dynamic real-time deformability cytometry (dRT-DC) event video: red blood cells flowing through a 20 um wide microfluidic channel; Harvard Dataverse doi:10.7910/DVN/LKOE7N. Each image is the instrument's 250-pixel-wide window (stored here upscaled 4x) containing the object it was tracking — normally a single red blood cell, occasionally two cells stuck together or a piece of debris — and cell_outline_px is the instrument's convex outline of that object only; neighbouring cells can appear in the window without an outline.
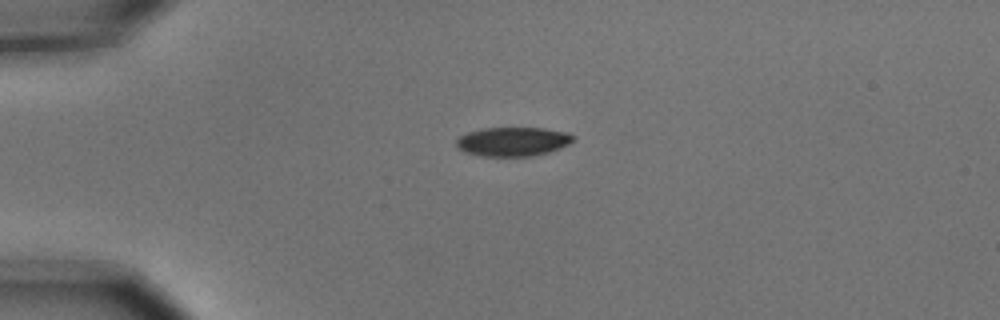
{"species": "common noctule bat (a hibernating species)", "species_latin": "Nyctalus noctula", "temperature_condition": "cold", "stored_images_in_passage": 5, "camera_frame_rate_fps": 3000, "um_per_image_px": 0.085, "animal": {"sex": "male", "body_mass_g": 15.6}, "frame": {"image": 1, "passage_image": 5, "time_ms": 1.333, "image_size_px": [1000, 320], "cell_outline_px": [[572, 140], [568, 144], [560, 148], [548, 152], [532, 156], [480, 156], [464, 152], [456, 144], [456, 140], [460, 136], [468, 132], [484, 128], [544, 128], [568, 132], [572, 136]], "centroid_in_image_um": [43.58, 12.03], "position_along_channel_um": 41.4, "area_um2": 19.65}}